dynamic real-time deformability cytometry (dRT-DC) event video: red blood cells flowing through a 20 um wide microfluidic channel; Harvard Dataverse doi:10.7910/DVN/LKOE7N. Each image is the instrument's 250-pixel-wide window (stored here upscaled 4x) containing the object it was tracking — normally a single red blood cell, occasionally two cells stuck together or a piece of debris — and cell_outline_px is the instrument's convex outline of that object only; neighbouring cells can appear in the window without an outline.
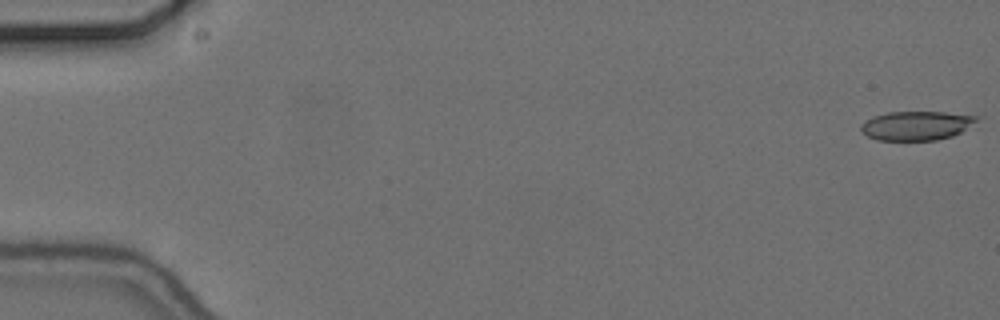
{"species": "common noctule bat (a hibernating species)", "species_latin": "Nyctalus noctula", "temperature_condition": "cold", "stored_images_in_passage": 56, "camera_frame_rate_fps": 3000, "um_per_image_px": 0.085, "animal": {"sex": "female", "body_mass_g": 24.6, "forearm_length_mm": 56.2}, "frame": {"image": 1, "passage_image": 1, "time_ms": 0.0, "image_size_px": [1000, 320], "cell_outline_px": [[984, 116], [960, 132], [952, 136], [936, 140], [876, 140], [860, 132], [860, 124], [872, 116], [888, 112], [944, 112]], "centroid_in_image_um": [77.88, 10.67], "position_along_channel_um": 7.1, "area_um2": 19.77}}
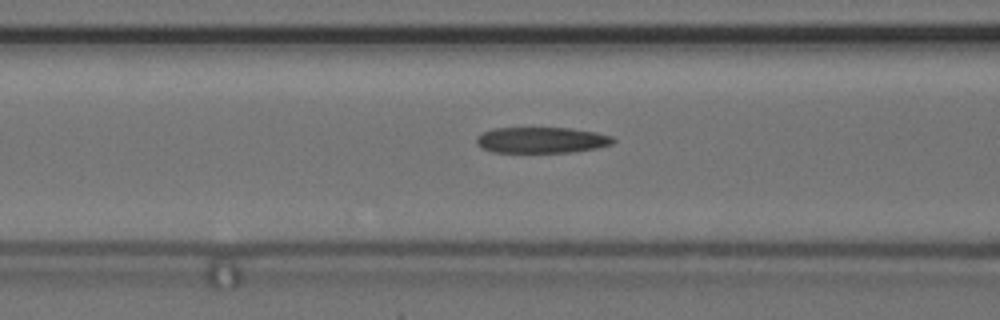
{"frame": {"image": 2, "passage_image": 23, "time_ms": 7.333, "image_size_px": [1000, 320], "cell_outline_px": [[616, 140], [612, 144], [596, 148], [572, 152], [492, 152], [480, 148], [476, 144], [476, 136], [480, 132], [492, 128], [572, 128], [596, 132], [612, 136]], "centroid_in_image_um": [45.98, 11.9], "position_along_channel_um": 120.6, "area_um2": 20.92}}
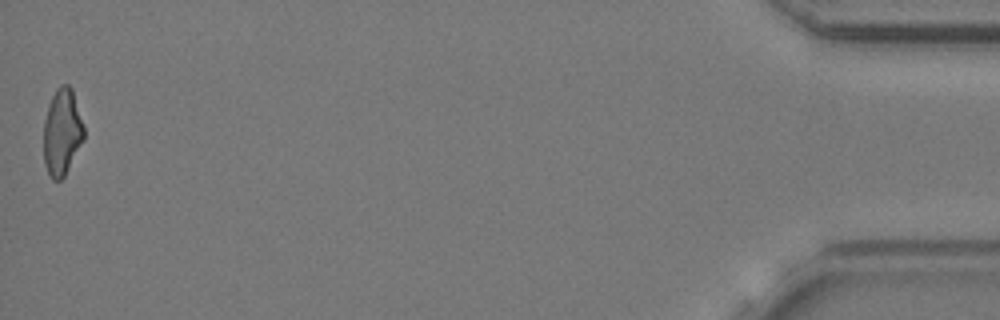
{"frame": {"image": 3, "passage_image": 56, "time_ms": 18.333, "image_size_px": [1000, 320], "cell_outline_px": [[84, 140], [64, 176], [60, 180], [52, 180], [44, 164], [44, 120], [48, 104], [56, 88], [60, 84], [68, 84], [72, 88], [84, 124]], "centroid_in_image_um": [5.28, 11.2], "position_along_channel_um": 429.9, "area_um2": 20.52}, "authors_computed_cell_mechanics": {"area_um2": 21.2704, "velocity_mm_per_s": 3.699, "shape_relaxation_time_tau1_ms": 4.8857, "shape_relaxation_time_tau2_ms": 3.0622, "deformation_change_tau1": 0.1732, "deformation_change_tau2": 0.151}}